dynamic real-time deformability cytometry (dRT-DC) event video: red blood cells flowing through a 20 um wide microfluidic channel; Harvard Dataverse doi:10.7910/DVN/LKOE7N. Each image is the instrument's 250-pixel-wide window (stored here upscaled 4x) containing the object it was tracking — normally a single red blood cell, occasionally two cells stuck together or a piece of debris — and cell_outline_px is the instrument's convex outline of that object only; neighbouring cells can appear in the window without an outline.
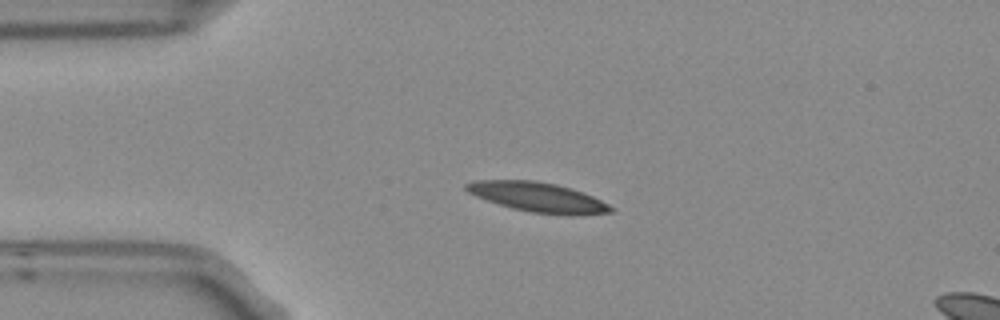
{"species": "Egyptian fruit bat (a non-hibernating species)", "species_latin": "Rousettus aegyptiacus", "temperature_condition": "room temperature", "stored_images_in_passage": 9, "camera_frame_rate_fps": 3000, "um_per_image_px": 0.085, "frame": {"image": 1, "passage_image": 3, "time_ms": 0.667, "image_size_px": [1000, 320], "cell_outline_px": [[616, 208], [612, 212], [568, 216], [532, 212], [512, 208], [476, 196], [468, 192], [464, 188], [464, 184], [476, 180], [536, 180], [556, 184], [572, 188], [592, 196]], "centroid_in_image_um": [45.74, 16.76], "position_along_channel_um": 39.3, "area_um2": 24.97}}
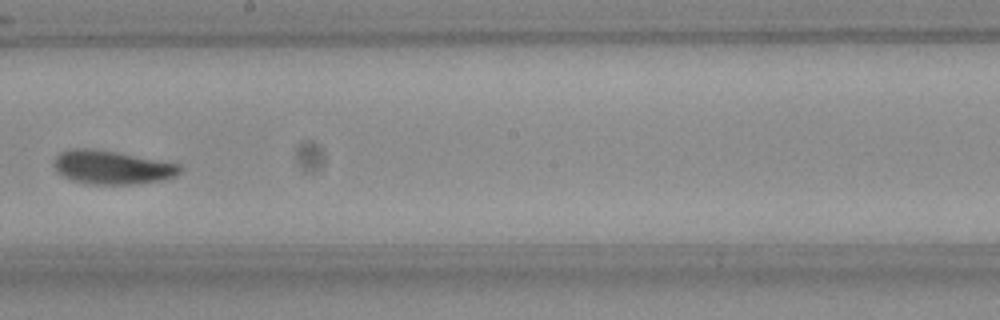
{"frame": {"image": 2, "passage_image": 8, "time_ms": 2.333, "image_size_px": [1000, 320], "cell_outline_px": [[180, 172], [176, 176], [164, 180], [132, 184], [88, 184], [72, 180], [56, 172], [52, 164], [56, 156], [60, 152], [72, 148], [88, 148], [112, 152], [180, 164]], "centroid_in_image_um": [9.47, 14.24], "position_along_channel_um": 238.7, "area_um2": 24.45}}
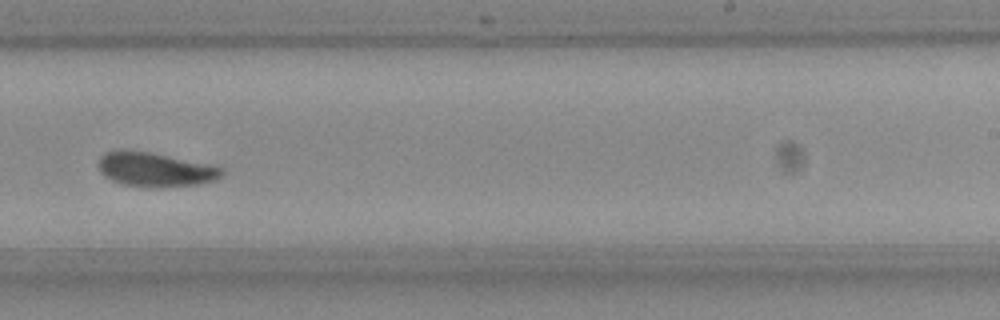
{"frame": {"image": 3, "passage_image": 9, "time_ms": 2.667, "image_size_px": [1000, 320], "cell_outline_px": [[224, 172], [216, 180], [200, 184], [124, 184], [112, 180], [104, 176], [100, 172], [96, 164], [100, 156], [104, 152], [120, 148], [124, 148], [148, 152], [212, 164], [224, 168]], "centroid_in_image_um": [13.14, 14.33], "position_along_channel_um": 275.9, "area_um2": 24.04}}